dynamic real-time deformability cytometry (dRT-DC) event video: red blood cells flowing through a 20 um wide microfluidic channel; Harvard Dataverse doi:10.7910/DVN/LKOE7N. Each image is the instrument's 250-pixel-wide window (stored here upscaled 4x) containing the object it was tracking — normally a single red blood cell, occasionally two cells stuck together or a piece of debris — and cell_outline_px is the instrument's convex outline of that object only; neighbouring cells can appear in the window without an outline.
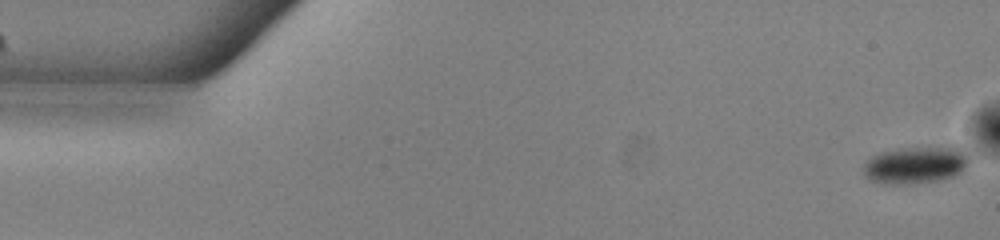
{"species": "common noctule bat (a hibernating species)", "species_latin": "Nyctalus noctula", "temperature_condition": "warm", "stored_images_in_passage": 53, "camera_frame_rate_fps": 3000, "um_per_image_px": 0.085, "animal": {"sex": "male", "body_mass_g": 13.0, "forearm_length_mm": 53.1}, "frame": {"image": 1, "passage_image": 1, "time_ms": 0.0, "image_size_px": [1000, 240], "cell_outline_px": [[968, 160], [964, 168], [960, 172], [952, 176], [936, 180], [916, 184], [884, 184], [868, 180], [864, 176], [864, 164], [872, 156], [880, 152], [900, 148], [952, 144], [960, 148], [968, 156]], "centroid_in_image_um": [77.81, 13.99], "position_along_channel_um": 7.2, "area_um2": 23.41}}
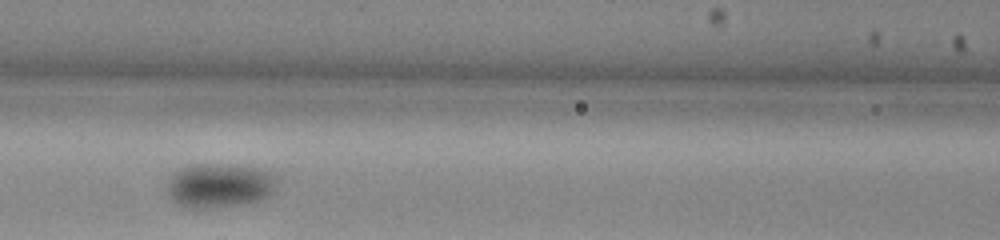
{"frame": {"image": 2, "passage_image": 23, "time_ms": 7.333, "image_size_px": [1000, 240], "cell_outline_px": [[272, 192], [268, 196], [260, 200], [208, 208], [192, 208], [176, 204], [164, 188], [172, 172], [180, 168], [192, 164], [220, 164], [260, 168], [268, 172], [272, 176]], "centroid_in_image_um": [18.51, 15.75], "position_along_channel_um": 148.1, "area_um2": 27.92}}
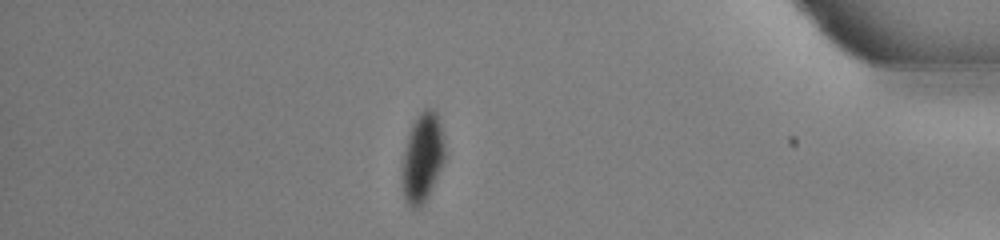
{"frame": {"image": 3, "passage_image": 46, "time_ms": 15.0, "image_size_px": [1000, 240], "cell_outline_px": [[444, 160], [428, 196], [416, 208], [412, 208], [408, 204], [404, 196], [400, 172], [404, 152], [408, 136], [412, 124], [416, 116], [424, 108], [432, 108], [440, 116], [444, 140]], "centroid_in_image_um": [35.9, 13.33], "position_along_channel_um": 399.3, "area_um2": 22.2}}